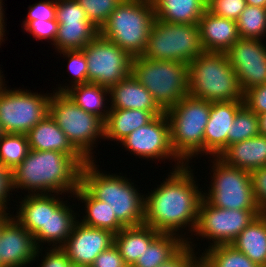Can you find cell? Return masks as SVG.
Instances as JSON below:
<instances>
[{"instance_id": "11a10c76", "label": "cell", "mask_w": 266, "mask_h": 267, "mask_svg": "<svg viewBox=\"0 0 266 267\" xmlns=\"http://www.w3.org/2000/svg\"><path fill=\"white\" fill-rule=\"evenodd\" d=\"M69 267H89V266L78 265V264L71 263V264L69 265Z\"/></svg>"}, {"instance_id": "e575fe53", "label": "cell", "mask_w": 266, "mask_h": 267, "mask_svg": "<svg viewBox=\"0 0 266 267\" xmlns=\"http://www.w3.org/2000/svg\"><path fill=\"white\" fill-rule=\"evenodd\" d=\"M236 22L240 38L266 37V8L246 5Z\"/></svg>"}, {"instance_id": "7c38bea8", "label": "cell", "mask_w": 266, "mask_h": 267, "mask_svg": "<svg viewBox=\"0 0 266 267\" xmlns=\"http://www.w3.org/2000/svg\"><path fill=\"white\" fill-rule=\"evenodd\" d=\"M259 214V209H223L202 199L193 234L211 241L208 247L231 244Z\"/></svg>"}, {"instance_id": "83f0119b", "label": "cell", "mask_w": 266, "mask_h": 267, "mask_svg": "<svg viewBox=\"0 0 266 267\" xmlns=\"http://www.w3.org/2000/svg\"><path fill=\"white\" fill-rule=\"evenodd\" d=\"M159 233L144 224L135 227H124L114 235V245L119 250L124 263L133 266L144 252L145 247H148Z\"/></svg>"}, {"instance_id": "f6af8a7d", "label": "cell", "mask_w": 266, "mask_h": 267, "mask_svg": "<svg viewBox=\"0 0 266 267\" xmlns=\"http://www.w3.org/2000/svg\"><path fill=\"white\" fill-rule=\"evenodd\" d=\"M255 201L261 213H266V166L250 172Z\"/></svg>"}, {"instance_id": "4dcf8cb0", "label": "cell", "mask_w": 266, "mask_h": 267, "mask_svg": "<svg viewBox=\"0 0 266 267\" xmlns=\"http://www.w3.org/2000/svg\"><path fill=\"white\" fill-rule=\"evenodd\" d=\"M14 218L33 236L40 230H47L48 194L25 195Z\"/></svg>"}, {"instance_id": "ba28073f", "label": "cell", "mask_w": 266, "mask_h": 267, "mask_svg": "<svg viewBox=\"0 0 266 267\" xmlns=\"http://www.w3.org/2000/svg\"><path fill=\"white\" fill-rule=\"evenodd\" d=\"M49 115L58 124L71 144L88 160L98 139L104 140V121L77 106L66 93L53 92L49 101ZM94 145V146H93Z\"/></svg>"}, {"instance_id": "ffe728a7", "label": "cell", "mask_w": 266, "mask_h": 267, "mask_svg": "<svg viewBox=\"0 0 266 267\" xmlns=\"http://www.w3.org/2000/svg\"><path fill=\"white\" fill-rule=\"evenodd\" d=\"M29 148L57 151L70 155L81 167L88 161L68 140L58 124L48 114L27 134Z\"/></svg>"}, {"instance_id": "7bdbcfd3", "label": "cell", "mask_w": 266, "mask_h": 267, "mask_svg": "<svg viewBox=\"0 0 266 267\" xmlns=\"http://www.w3.org/2000/svg\"><path fill=\"white\" fill-rule=\"evenodd\" d=\"M28 16L23 21V27H25L30 21H48L56 19V0H44L39 3L30 5Z\"/></svg>"}, {"instance_id": "52a82bcc", "label": "cell", "mask_w": 266, "mask_h": 267, "mask_svg": "<svg viewBox=\"0 0 266 267\" xmlns=\"http://www.w3.org/2000/svg\"><path fill=\"white\" fill-rule=\"evenodd\" d=\"M131 74L166 112L188 95V65L171 60L132 58Z\"/></svg>"}, {"instance_id": "5bb4252c", "label": "cell", "mask_w": 266, "mask_h": 267, "mask_svg": "<svg viewBox=\"0 0 266 267\" xmlns=\"http://www.w3.org/2000/svg\"><path fill=\"white\" fill-rule=\"evenodd\" d=\"M125 150L134 156L143 159L164 160L169 159L176 162L175 169L185 164L174 153L170 142V126L167 114L164 112L156 116L148 124L134 130L121 142ZM129 149V150H128Z\"/></svg>"}, {"instance_id": "e0dca14e", "label": "cell", "mask_w": 266, "mask_h": 267, "mask_svg": "<svg viewBox=\"0 0 266 267\" xmlns=\"http://www.w3.org/2000/svg\"><path fill=\"white\" fill-rule=\"evenodd\" d=\"M114 235L108 230L89 227L77 221L62 248L71 263L90 267L101 252L114 244Z\"/></svg>"}, {"instance_id": "277c9868", "label": "cell", "mask_w": 266, "mask_h": 267, "mask_svg": "<svg viewBox=\"0 0 266 267\" xmlns=\"http://www.w3.org/2000/svg\"><path fill=\"white\" fill-rule=\"evenodd\" d=\"M188 95L213 102L243 101L236 72L225 52H203L188 64Z\"/></svg>"}, {"instance_id": "9f6ffc18", "label": "cell", "mask_w": 266, "mask_h": 267, "mask_svg": "<svg viewBox=\"0 0 266 267\" xmlns=\"http://www.w3.org/2000/svg\"><path fill=\"white\" fill-rule=\"evenodd\" d=\"M1 71L2 70L0 69V85L5 81V79H3L4 77L2 76L3 74H1Z\"/></svg>"}, {"instance_id": "836d02e7", "label": "cell", "mask_w": 266, "mask_h": 267, "mask_svg": "<svg viewBox=\"0 0 266 267\" xmlns=\"http://www.w3.org/2000/svg\"><path fill=\"white\" fill-rule=\"evenodd\" d=\"M29 150L25 134L3 133L0 137V163L10 171L27 157Z\"/></svg>"}, {"instance_id": "7a4b0ae2", "label": "cell", "mask_w": 266, "mask_h": 267, "mask_svg": "<svg viewBox=\"0 0 266 267\" xmlns=\"http://www.w3.org/2000/svg\"><path fill=\"white\" fill-rule=\"evenodd\" d=\"M81 168L68 154L30 149L27 157L11 171L12 189H26L28 194L66 192L72 198L80 184Z\"/></svg>"}, {"instance_id": "cb8c5ba5", "label": "cell", "mask_w": 266, "mask_h": 267, "mask_svg": "<svg viewBox=\"0 0 266 267\" xmlns=\"http://www.w3.org/2000/svg\"><path fill=\"white\" fill-rule=\"evenodd\" d=\"M164 111H144L132 109H110L104 122V139L120 143L134 130L151 122Z\"/></svg>"}, {"instance_id": "4316f807", "label": "cell", "mask_w": 266, "mask_h": 267, "mask_svg": "<svg viewBox=\"0 0 266 267\" xmlns=\"http://www.w3.org/2000/svg\"><path fill=\"white\" fill-rule=\"evenodd\" d=\"M252 262L266 267V214H259L231 243Z\"/></svg>"}, {"instance_id": "d590c367", "label": "cell", "mask_w": 266, "mask_h": 267, "mask_svg": "<svg viewBox=\"0 0 266 267\" xmlns=\"http://www.w3.org/2000/svg\"><path fill=\"white\" fill-rule=\"evenodd\" d=\"M227 136V146L259 135L257 115L245 104L238 110Z\"/></svg>"}, {"instance_id": "8fae6325", "label": "cell", "mask_w": 266, "mask_h": 267, "mask_svg": "<svg viewBox=\"0 0 266 267\" xmlns=\"http://www.w3.org/2000/svg\"><path fill=\"white\" fill-rule=\"evenodd\" d=\"M212 158L211 187H208V192H203V199L223 209H259L253 194L250 172L229 166L218 157Z\"/></svg>"}, {"instance_id": "b9f144b4", "label": "cell", "mask_w": 266, "mask_h": 267, "mask_svg": "<svg viewBox=\"0 0 266 267\" xmlns=\"http://www.w3.org/2000/svg\"><path fill=\"white\" fill-rule=\"evenodd\" d=\"M24 30L26 33L29 32L31 35L33 34L36 40L42 41V39H47L54 44L58 30V22L56 19L48 21L33 20L24 27Z\"/></svg>"}, {"instance_id": "681fc988", "label": "cell", "mask_w": 266, "mask_h": 267, "mask_svg": "<svg viewBox=\"0 0 266 267\" xmlns=\"http://www.w3.org/2000/svg\"><path fill=\"white\" fill-rule=\"evenodd\" d=\"M259 133L266 136V113L258 115Z\"/></svg>"}, {"instance_id": "484cf974", "label": "cell", "mask_w": 266, "mask_h": 267, "mask_svg": "<svg viewBox=\"0 0 266 267\" xmlns=\"http://www.w3.org/2000/svg\"><path fill=\"white\" fill-rule=\"evenodd\" d=\"M73 196L78 201L85 203L86 214L82 216L83 219H78L82 224L93 228L105 229L113 234H117L124 228L117 220L109 204L94 198L81 184L74 191Z\"/></svg>"}, {"instance_id": "74e56055", "label": "cell", "mask_w": 266, "mask_h": 267, "mask_svg": "<svg viewBox=\"0 0 266 267\" xmlns=\"http://www.w3.org/2000/svg\"><path fill=\"white\" fill-rule=\"evenodd\" d=\"M84 9L88 20L98 29L123 0H76Z\"/></svg>"}, {"instance_id": "4fadbf2b", "label": "cell", "mask_w": 266, "mask_h": 267, "mask_svg": "<svg viewBox=\"0 0 266 267\" xmlns=\"http://www.w3.org/2000/svg\"><path fill=\"white\" fill-rule=\"evenodd\" d=\"M82 50L88 64V82L110 88L131 74L132 57L100 34Z\"/></svg>"}, {"instance_id": "9a60e30c", "label": "cell", "mask_w": 266, "mask_h": 267, "mask_svg": "<svg viewBox=\"0 0 266 267\" xmlns=\"http://www.w3.org/2000/svg\"><path fill=\"white\" fill-rule=\"evenodd\" d=\"M262 41L240 38L225 52L243 93L266 84V45Z\"/></svg>"}, {"instance_id": "6da1fadb", "label": "cell", "mask_w": 266, "mask_h": 267, "mask_svg": "<svg viewBox=\"0 0 266 267\" xmlns=\"http://www.w3.org/2000/svg\"><path fill=\"white\" fill-rule=\"evenodd\" d=\"M189 165L174 168L166 180L145 196L144 225L176 235L187 226L193 237L203 191Z\"/></svg>"}, {"instance_id": "6f0895ef", "label": "cell", "mask_w": 266, "mask_h": 267, "mask_svg": "<svg viewBox=\"0 0 266 267\" xmlns=\"http://www.w3.org/2000/svg\"><path fill=\"white\" fill-rule=\"evenodd\" d=\"M3 135V131H2V129H1V127H0V137Z\"/></svg>"}, {"instance_id": "ac0fdd59", "label": "cell", "mask_w": 266, "mask_h": 267, "mask_svg": "<svg viewBox=\"0 0 266 267\" xmlns=\"http://www.w3.org/2000/svg\"><path fill=\"white\" fill-rule=\"evenodd\" d=\"M59 195L62 194H48L47 230H40L34 236L38 248L42 243H47L51 247H62L78 221L77 213L71 208L72 206L66 203L68 201H63L64 198H60Z\"/></svg>"}, {"instance_id": "816d5d0a", "label": "cell", "mask_w": 266, "mask_h": 267, "mask_svg": "<svg viewBox=\"0 0 266 267\" xmlns=\"http://www.w3.org/2000/svg\"><path fill=\"white\" fill-rule=\"evenodd\" d=\"M5 22L4 21H0V45L1 43L5 40L3 37L6 36L5 35Z\"/></svg>"}, {"instance_id": "f907efd6", "label": "cell", "mask_w": 266, "mask_h": 267, "mask_svg": "<svg viewBox=\"0 0 266 267\" xmlns=\"http://www.w3.org/2000/svg\"><path fill=\"white\" fill-rule=\"evenodd\" d=\"M246 4L266 8V0H246Z\"/></svg>"}, {"instance_id": "8d00e7d4", "label": "cell", "mask_w": 266, "mask_h": 267, "mask_svg": "<svg viewBox=\"0 0 266 267\" xmlns=\"http://www.w3.org/2000/svg\"><path fill=\"white\" fill-rule=\"evenodd\" d=\"M60 55L63 54V57L68 58V72L72 74L71 77V86L69 84L64 87L61 85L58 87L56 92L65 93L70 87L88 83L87 72L88 64L85 59V54L83 50H64L59 52ZM74 80V81H73ZM69 86V87H68Z\"/></svg>"}, {"instance_id": "d4e9b609", "label": "cell", "mask_w": 266, "mask_h": 267, "mask_svg": "<svg viewBox=\"0 0 266 267\" xmlns=\"http://www.w3.org/2000/svg\"><path fill=\"white\" fill-rule=\"evenodd\" d=\"M155 18L175 24H198L207 10V0H151Z\"/></svg>"}, {"instance_id": "ab89813d", "label": "cell", "mask_w": 266, "mask_h": 267, "mask_svg": "<svg viewBox=\"0 0 266 267\" xmlns=\"http://www.w3.org/2000/svg\"><path fill=\"white\" fill-rule=\"evenodd\" d=\"M246 5V0H207L209 12L234 21L238 20Z\"/></svg>"}, {"instance_id": "f546056e", "label": "cell", "mask_w": 266, "mask_h": 267, "mask_svg": "<svg viewBox=\"0 0 266 267\" xmlns=\"http://www.w3.org/2000/svg\"><path fill=\"white\" fill-rule=\"evenodd\" d=\"M189 237H185L172 233H159L145 247L144 252L139 256L132 267H158L171 258L187 241Z\"/></svg>"}, {"instance_id": "8992f818", "label": "cell", "mask_w": 266, "mask_h": 267, "mask_svg": "<svg viewBox=\"0 0 266 267\" xmlns=\"http://www.w3.org/2000/svg\"><path fill=\"white\" fill-rule=\"evenodd\" d=\"M210 108L211 102L187 95L165 112L172 149L185 165L192 157L204 155V131Z\"/></svg>"}, {"instance_id": "7dc6e473", "label": "cell", "mask_w": 266, "mask_h": 267, "mask_svg": "<svg viewBox=\"0 0 266 267\" xmlns=\"http://www.w3.org/2000/svg\"><path fill=\"white\" fill-rule=\"evenodd\" d=\"M125 263L119 250L113 244L101 252L90 267H122Z\"/></svg>"}, {"instance_id": "3957f363", "label": "cell", "mask_w": 266, "mask_h": 267, "mask_svg": "<svg viewBox=\"0 0 266 267\" xmlns=\"http://www.w3.org/2000/svg\"><path fill=\"white\" fill-rule=\"evenodd\" d=\"M87 161L81 168L80 184L96 199L108 203L124 227L144 224L145 195L139 193L131 179L113 173L106 174Z\"/></svg>"}, {"instance_id": "680465c9", "label": "cell", "mask_w": 266, "mask_h": 267, "mask_svg": "<svg viewBox=\"0 0 266 267\" xmlns=\"http://www.w3.org/2000/svg\"><path fill=\"white\" fill-rule=\"evenodd\" d=\"M122 267H132L131 265H127V264H125L124 266H122Z\"/></svg>"}, {"instance_id": "603a6c76", "label": "cell", "mask_w": 266, "mask_h": 267, "mask_svg": "<svg viewBox=\"0 0 266 267\" xmlns=\"http://www.w3.org/2000/svg\"><path fill=\"white\" fill-rule=\"evenodd\" d=\"M225 164L252 172L266 166V136L257 135L227 146L218 156Z\"/></svg>"}, {"instance_id": "60d3db41", "label": "cell", "mask_w": 266, "mask_h": 267, "mask_svg": "<svg viewBox=\"0 0 266 267\" xmlns=\"http://www.w3.org/2000/svg\"><path fill=\"white\" fill-rule=\"evenodd\" d=\"M57 22H90L76 0H56Z\"/></svg>"}, {"instance_id": "bcb514c9", "label": "cell", "mask_w": 266, "mask_h": 267, "mask_svg": "<svg viewBox=\"0 0 266 267\" xmlns=\"http://www.w3.org/2000/svg\"><path fill=\"white\" fill-rule=\"evenodd\" d=\"M49 249L47 252L45 251L46 256L43 255L38 267H69L71 260L62 247H50Z\"/></svg>"}, {"instance_id": "c3c4849f", "label": "cell", "mask_w": 266, "mask_h": 267, "mask_svg": "<svg viewBox=\"0 0 266 267\" xmlns=\"http://www.w3.org/2000/svg\"><path fill=\"white\" fill-rule=\"evenodd\" d=\"M10 191L13 192L11 171L0 163V212L7 213V209H10L8 208V201H10V194H12Z\"/></svg>"}, {"instance_id": "9c48e42d", "label": "cell", "mask_w": 266, "mask_h": 267, "mask_svg": "<svg viewBox=\"0 0 266 267\" xmlns=\"http://www.w3.org/2000/svg\"><path fill=\"white\" fill-rule=\"evenodd\" d=\"M203 52L198 24H175L155 18L142 56L188 65Z\"/></svg>"}, {"instance_id": "1f68e13d", "label": "cell", "mask_w": 266, "mask_h": 267, "mask_svg": "<svg viewBox=\"0 0 266 267\" xmlns=\"http://www.w3.org/2000/svg\"><path fill=\"white\" fill-rule=\"evenodd\" d=\"M99 29L91 22H58L54 44L58 52L64 50H82L97 35Z\"/></svg>"}, {"instance_id": "44dd1931", "label": "cell", "mask_w": 266, "mask_h": 267, "mask_svg": "<svg viewBox=\"0 0 266 267\" xmlns=\"http://www.w3.org/2000/svg\"><path fill=\"white\" fill-rule=\"evenodd\" d=\"M198 26L205 52H226L240 39L236 21L216 16L208 10L200 18Z\"/></svg>"}, {"instance_id": "7402d4cb", "label": "cell", "mask_w": 266, "mask_h": 267, "mask_svg": "<svg viewBox=\"0 0 266 267\" xmlns=\"http://www.w3.org/2000/svg\"><path fill=\"white\" fill-rule=\"evenodd\" d=\"M110 109L163 111L147 89L132 74L109 88Z\"/></svg>"}, {"instance_id": "2e32d148", "label": "cell", "mask_w": 266, "mask_h": 267, "mask_svg": "<svg viewBox=\"0 0 266 267\" xmlns=\"http://www.w3.org/2000/svg\"><path fill=\"white\" fill-rule=\"evenodd\" d=\"M34 236L12 214L0 231V264L2 267H25L43 255ZM41 252H40V251ZM37 257V258H36Z\"/></svg>"}, {"instance_id": "d6986e66", "label": "cell", "mask_w": 266, "mask_h": 267, "mask_svg": "<svg viewBox=\"0 0 266 267\" xmlns=\"http://www.w3.org/2000/svg\"><path fill=\"white\" fill-rule=\"evenodd\" d=\"M244 101L211 103L210 116L204 131V154L218 157L227 147V136Z\"/></svg>"}, {"instance_id": "f5cc1de1", "label": "cell", "mask_w": 266, "mask_h": 267, "mask_svg": "<svg viewBox=\"0 0 266 267\" xmlns=\"http://www.w3.org/2000/svg\"><path fill=\"white\" fill-rule=\"evenodd\" d=\"M9 216H10L9 213L0 212V231H1V229H2V226H3L4 221H5ZM0 267H2L1 264H0Z\"/></svg>"}, {"instance_id": "ee69618b", "label": "cell", "mask_w": 266, "mask_h": 267, "mask_svg": "<svg viewBox=\"0 0 266 267\" xmlns=\"http://www.w3.org/2000/svg\"><path fill=\"white\" fill-rule=\"evenodd\" d=\"M243 101L257 116L266 113V84L246 90L243 93Z\"/></svg>"}, {"instance_id": "f1b7e54d", "label": "cell", "mask_w": 266, "mask_h": 267, "mask_svg": "<svg viewBox=\"0 0 266 267\" xmlns=\"http://www.w3.org/2000/svg\"><path fill=\"white\" fill-rule=\"evenodd\" d=\"M65 93L84 111L98 116L104 122L108 118L110 107L106 106L108 103L105 101L108 99L109 88L88 82L70 87Z\"/></svg>"}, {"instance_id": "db71d44e", "label": "cell", "mask_w": 266, "mask_h": 267, "mask_svg": "<svg viewBox=\"0 0 266 267\" xmlns=\"http://www.w3.org/2000/svg\"><path fill=\"white\" fill-rule=\"evenodd\" d=\"M2 2H3V0H0V21H5L4 20L5 19L4 18L5 17L4 16L5 14L3 13L4 12V9H3V3Z\"/></svg>"}, {"instance_id": "d6a6232c", "label": "cell", "mask_w": 266, "mask_h": 267, "mask_svg": "<svg viewBox=\"0 0 266 267\" xmlns=\"http://www.w3.org/2000/svg\"><path fill=\"white\" fill-rule=\"evenodd\" d=\"M207 248L200 255L202 267H260L231 244H221Z\"/></svg>"}, {"instance_id": "5b68a950", "label": "cell", "mask_w": 266, "mask_h": 267, "mask_svg": "<svg viewBox=\"0 0 266 267\" xmlns=\"http://www.w3.org/2000/svg\"><path fill=\"white\" fill-rule=\"evenodd\" d=\"M154 20L151 0H123L99 29V34L132 58L142 56Z\"/></svg>"}, {"instance_id": "f35d334b", "label": "cell", "mask_w": 266, "mask_h": 267, "mask_svg": "<svg viewBox=\"0 0 266 267\" xmlns=\"http://www.w3.org/2000/svg\"><path fill=\"white\" fill-rule=\"evenodd\" d=\"M190 240V241H189ZM191 238L187 239L186 243L166 262L158 267H202V259L196 253Z\"/></svg>"}, {"instance_id": "30bf717a", "label": "cell", "mask_w": 266, "mask_h": 267, "mask_svg": "<svg viewBox=\"0 0 266 267\" xmlns=\"http://www.w3.org/2000/svg\"><path fill=\"white\" fill-rule=\"evenodd\" d=\"M0 85V127L3 133L27 134L49 114L51 93L7 89Z\"/></svg>"}]
</instances>
